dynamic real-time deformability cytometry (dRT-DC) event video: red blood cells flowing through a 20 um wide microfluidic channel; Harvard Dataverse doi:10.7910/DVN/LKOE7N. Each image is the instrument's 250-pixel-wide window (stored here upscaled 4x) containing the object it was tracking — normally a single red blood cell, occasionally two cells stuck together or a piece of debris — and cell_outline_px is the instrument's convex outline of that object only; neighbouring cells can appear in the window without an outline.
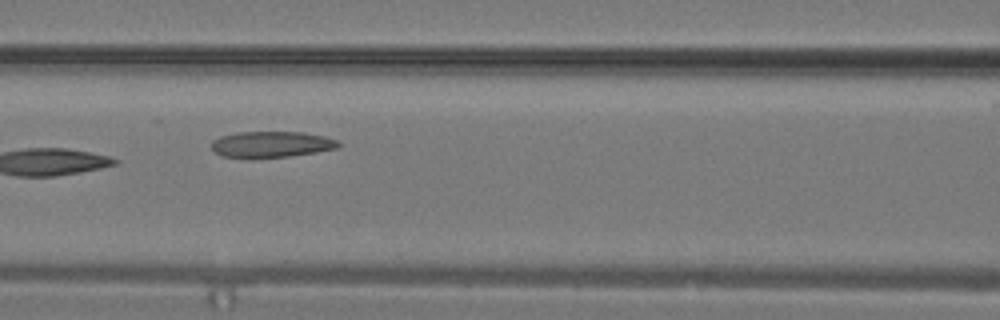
{"species": "common noctule bat (a hibernating species)", "species_latin": "Nyctalus noctula", "temperature_condition": "warm", "stored_images_in_passage": 30, "camera_frame_rate_fps": 3000, "um_per_image_px": 0.085, "animal": {"sex": "male", "body_mass_g": 19.2, "forearm_length_mm": 51.8}, "frame": {"image": 1, "passage_image": 13, "time_ms": 4.0, "image_size_px": [1000, 320], "cell_outline_px": [[340, 144], [336, 148], [316, 152], [288, 156], [220, 156], [212, 148], [212, 140], [220, 136], [240, 132], [304, 132], [324, 136], [336, 140]], "centroid_in_image_um": [23.08, 12.24], "position_along_channel_um": 143.5, "area_um2": 18.67}}